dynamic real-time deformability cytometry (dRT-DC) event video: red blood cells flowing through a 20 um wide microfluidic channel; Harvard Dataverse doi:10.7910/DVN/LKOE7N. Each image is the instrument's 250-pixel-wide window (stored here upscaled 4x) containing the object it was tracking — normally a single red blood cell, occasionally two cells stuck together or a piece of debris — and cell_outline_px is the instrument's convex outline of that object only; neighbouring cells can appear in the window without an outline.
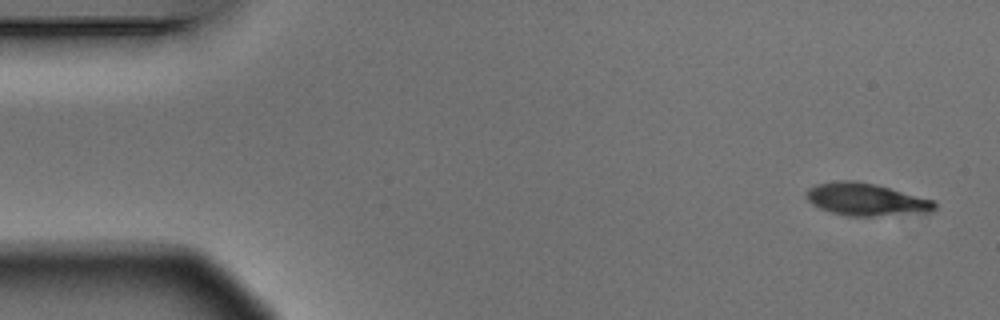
{"species": "Egyptian fruit bat (a non-hibernating species)", "species_latin": "Rousettus aegyptiacus", "temperature_condition": "warm", "stored_images_in_passage": 5, "camera_frame_rate_fps": 3000, "um_per_image_px": 0.085, "animal": {"sex": "male"}, "frame": {"image": 1, "passage_image": 1, "time_ms": 0.0, "image_size_px": [1000, 320], "cell_outline_px": [[936, 208], [932, 212], [872, 216], [844, 216], [828, 212], [812, 204], [804, 196], [804, 192], [808, 188], [816, 184], [840, 180], [856, 180], [936, 200]], "centroid_in_image_um": [73.58, 16.96], "position_along_channel_um": 11.4, "area_um2": 24.45}}
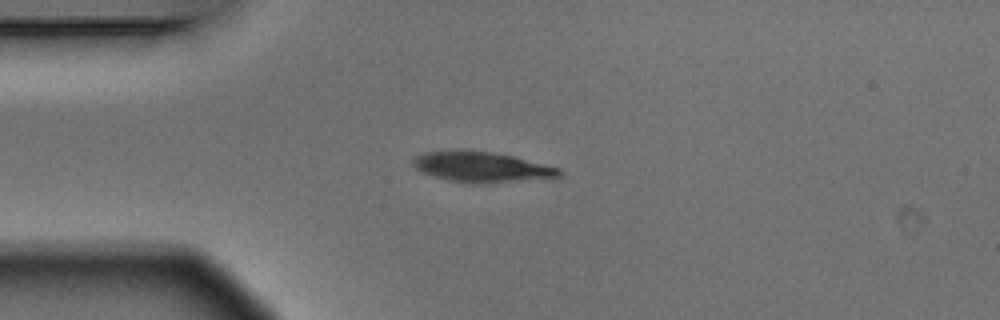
{"frame": {"image": 2, "passage_image": 4, "time_ms": 1.0, "image_size_px": [1000, 320], "cell_outline_px": [[564, 172], [560, 176], [552, 180], [480, 184], [472, 184], [448, 180], [424, 172], [416, 168], [412, 164], [412, 160], [416, 156], [424, 152], [460, 148], [492, 152], [512, 156], [560, 168]], "centroid_in_image_um": [41.03, 14.2], "position_along_channel_um": 44.0, "area_um2": 26.82}}
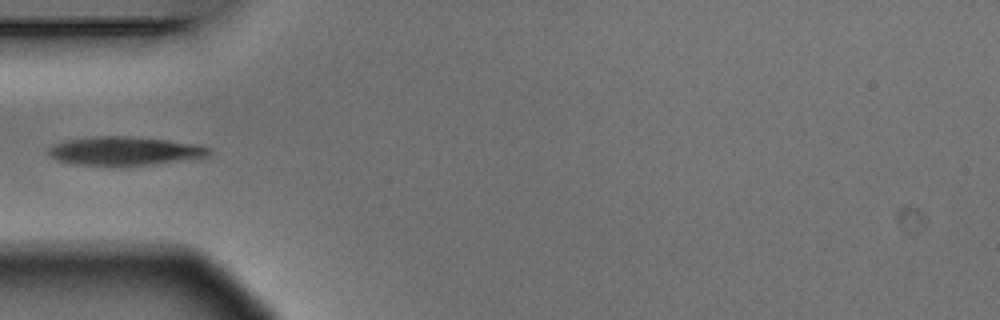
{"frame": {"image": 3, "passage_image": 5, "time_ms": 1.333, "image_size_px": [1000, 320], "cell_outline_px": [[212, 152], [208, 156], [196, 160], [152, 164], [72, 164], [56, 160], [48, 152], [48, 148], [64, 140], [96, 136], [128, 136], [200, 144], [212, 148]], "centroid_in_image_um": [10.71, 12.82], "position_along_channel_um": 74.3, "area_um2": 26.7}}